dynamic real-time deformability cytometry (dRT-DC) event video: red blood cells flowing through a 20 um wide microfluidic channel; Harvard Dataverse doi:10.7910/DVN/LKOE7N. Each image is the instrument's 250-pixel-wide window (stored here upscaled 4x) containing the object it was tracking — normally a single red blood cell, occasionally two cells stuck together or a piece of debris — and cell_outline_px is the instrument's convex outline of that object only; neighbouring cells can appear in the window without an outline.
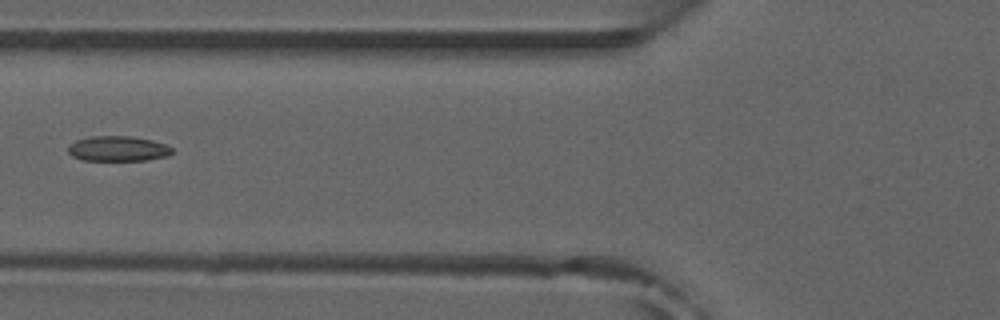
{"species": "common noctule bat (a hibernating species)", "species_latin": "Nyctalus noctula", "temperature_condition": "room temperature", "stored_images_in_passage": 6, "camera_frame_rate_fps": 3000, "um_per_image_px": 0.085, "animal": {"sex": "male", "forearm_length_mm": 52.5}, "frame": {"image": 1, "passage_image": 6, "time_ms": 1.667, "image_size_px": [1000, 320], "cell_outline_px": [[172, 152], [168, 156], [148, 160], [84, 160], [72, 156], [68, 152], [68, 144], [76, 140], [88, 136], [132, 136], [152, 140], [164, 144], [172, 148]], "centroid_in_image_um": [10.0, 12.63], "position_along_channel_um": 115.8, "area_um2": 15.32}}